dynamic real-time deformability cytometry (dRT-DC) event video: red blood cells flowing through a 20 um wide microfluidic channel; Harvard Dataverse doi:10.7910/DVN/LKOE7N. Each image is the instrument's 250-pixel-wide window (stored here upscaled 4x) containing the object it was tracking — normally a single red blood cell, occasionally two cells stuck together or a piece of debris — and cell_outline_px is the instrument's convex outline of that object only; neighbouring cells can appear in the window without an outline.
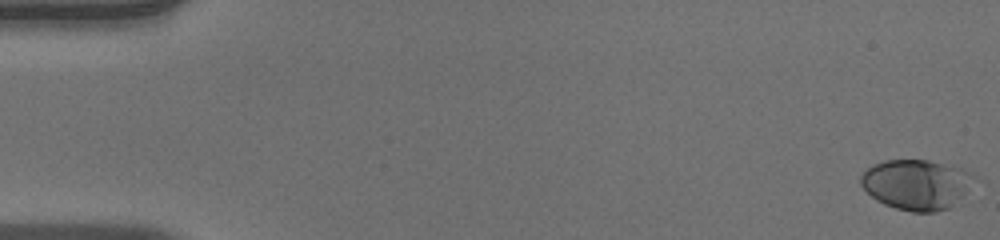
{"species": "human", "species_latin": "Homo sapiens", "temperature_condition": "warm", "stored_images_in_passage": 48, "camera_frame_rate_fps": 3000, "um_per_image_px": 0.085, "donor": {"sex": "male"}, "frame": {"image": 1, "passage_image": 1, "time_ms": 0.0, "image_size_px": [1000, 240], "cell_outline_px": [[976, 176], [964, 192], [948, 208], [936, 212], [912, 212], [896, 208], [884, 204], [876, 200], [860, 184], [860, 176], [872, 164], [884, 160], [928, 160], [960, 168]], "centroid_in_image_um": [77.84, 15.67], "position_along_channel_um": 7.2, "area_um2": 32.6}}
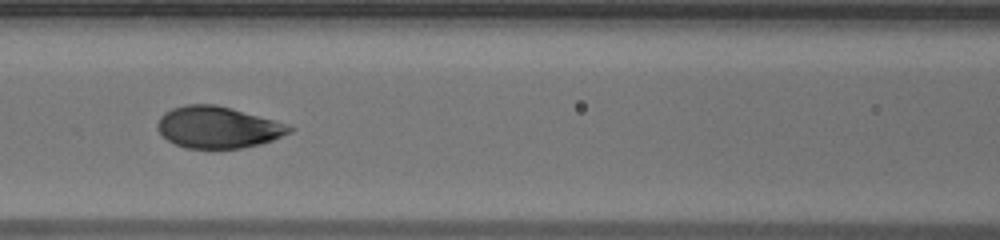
{"frame": {"image": 2, "passage_image": 24, "time_ms": 7.667, "image_size_px": [1000, 240], "cell_outline_px": [[296, 128], [292, 132], [272, 140], [260, 144], [240, 148], [184, 148], [168, 140], [156, 128], [156, 124], [160, 116], [164, 112], [172, 108], [184, 104], [216, 104], [288, 124]], "centroid_in_image_um": [18.51, 10.81], "position_along_channel_um": 148.1, "area_um2": 32.02}}
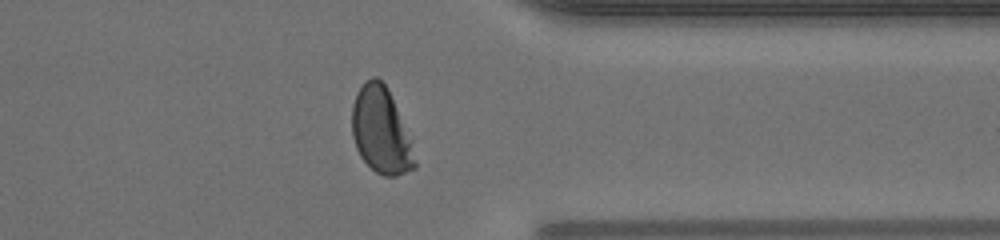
{"frame": {"image": 3, "passage_image": 42, "time_ms": 13.667, "image_size_px": [1000, 240], "cell_outline_px": [[416, 168], [396, 176], [384, 176], [376, 172], [360, 156], [356, 148], [352, 136], [352, 104], [356, 92], [372, 76], [376, 76], [384, 84], [412, 140], [416, 164]], "centroid_in_image_um": [32.38, 11.14], "position_along_channel_um": 379.0, "area_um2": 31.21}}